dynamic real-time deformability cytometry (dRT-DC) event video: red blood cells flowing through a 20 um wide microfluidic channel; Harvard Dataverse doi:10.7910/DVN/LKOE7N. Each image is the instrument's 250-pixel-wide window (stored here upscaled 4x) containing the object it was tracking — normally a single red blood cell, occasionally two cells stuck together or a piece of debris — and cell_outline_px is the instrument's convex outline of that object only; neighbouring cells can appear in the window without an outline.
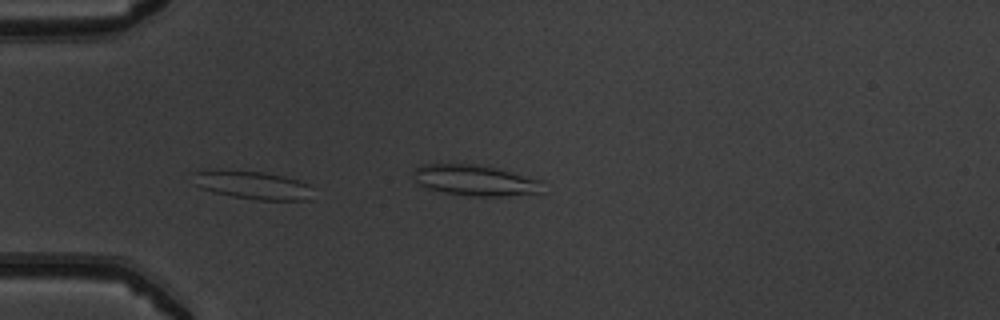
{"species": "common noctule bat (a hibernating species)", "species_latin": "Nyctalus noctula", "temperature_condition": "warm", "stored_images_in_passage": 10, "segment_of_instrument_passage": [1, 2], "camera_frame_rate_fps": 3000, "um_per_image_px": 0.085, "animal": {"sex": "male", "body_mass_g": 19.5, "forearm_length_mm": 54.6}, "frame": {"image": 1, "passage_image": 9, "time_ms": 2.667, "image_size_px": [1000, 320], "cell_outline_px": [[308, 200], [256, 200], [232, 196], [212, 192], [200, 188], [192, 184], [188, 172], [208, 168], [264, 172], [284, 176], [308, 184]], "centroid_in_image_um": [21.22, 15.69], "position_along_channel_um": 63.8, "area_um2": 20.17}}